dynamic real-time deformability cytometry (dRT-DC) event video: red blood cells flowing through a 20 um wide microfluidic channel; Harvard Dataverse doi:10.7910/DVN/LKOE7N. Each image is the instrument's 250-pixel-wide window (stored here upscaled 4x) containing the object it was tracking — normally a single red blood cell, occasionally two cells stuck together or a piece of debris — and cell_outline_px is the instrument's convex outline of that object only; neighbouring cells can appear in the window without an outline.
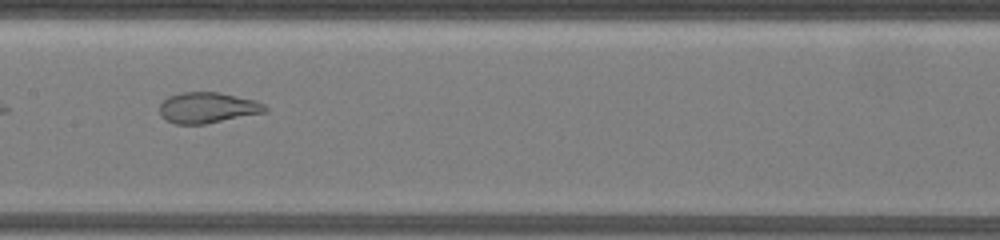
{"species": "common noctule bat (a hibernating species)", "species_latin": "Nyctalus noctula", "temperature_condition": "warm", "stored_images_in_passage": 26, "camera_frame_rate_fps": 3000, "um_per_image_px": 0.085, "animal": {"sex": "female", "body_mass_g": 19.5, "forearm_length_mm": 54.1}, "frame": {"image": 1, "passage_image": 15, "time_ms": 13.333, "image_size_px": [1000, 240], "cell_outline_px": [[268, 112], [204, 124], [176, 124], [164, 120], [160, 116], [160, 104], [168, 96], [180, 92], [220, 92], [256, 100], [264, 104], [268, 108]], "centroid_in_image_um": [17.65, 9.15], "position_along_channel_um": 189.8, "area_um2": 19.19}}